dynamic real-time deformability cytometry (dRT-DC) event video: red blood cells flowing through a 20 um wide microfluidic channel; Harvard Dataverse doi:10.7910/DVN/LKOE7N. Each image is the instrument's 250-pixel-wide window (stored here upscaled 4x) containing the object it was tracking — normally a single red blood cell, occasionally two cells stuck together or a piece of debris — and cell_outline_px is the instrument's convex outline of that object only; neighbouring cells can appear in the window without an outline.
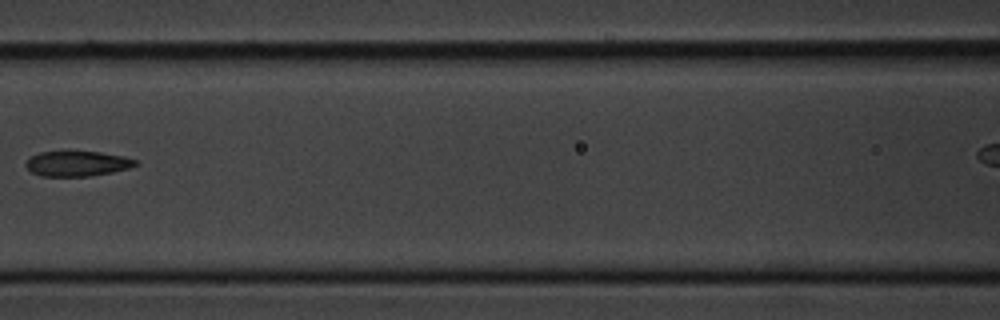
{"species": "common noctule bat (a hibernating species)", "species_latin": "Nyctalus noctula", "temperature_condition": "cold", "stored_images_in_passage": 8, "camera_frame_rate_fps": 3000, "um_per_image_px": 0.085, "animal": {"sex": "male", "body_mass_g": 20.1, "forearm_length_mm": 53.5}, "frame": {"image": 1, "passage_image": 7, "time_ms": 8.0, "image_size_px": [1000, 320], "cell_outline_px": [[140, 164], [128, 168], [112, 172], [88, 176], [40, 176], [32, 172], [24, 164], [32, 156], [40, 152], [100, 152], [124, 156], [136, 160]], "centroid_in_image_um": [6.59, 13.91], "position_along_channel_um": 160.0, "area_um2": 15.9}}
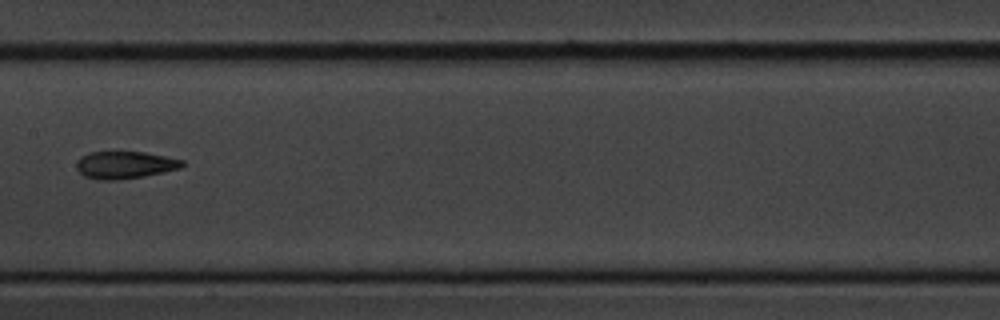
{"frame": {"image": 2, "passage_image": 8, "time_ms": 9.0, "image_size_px": [1000, 320], "cell_outline_px": [[184, 164], [180, 168], [164, 172], [144, 176], [116, 180], [96, 180], [84, 176], [76, 168], [76, 164], [80, 156], [88, 152], [144, 152], [184, 160]], "centroid_in_image_um": [10.58, 14.02], "position_along_channel_um": 196.8, "area_um2": 16.88}}